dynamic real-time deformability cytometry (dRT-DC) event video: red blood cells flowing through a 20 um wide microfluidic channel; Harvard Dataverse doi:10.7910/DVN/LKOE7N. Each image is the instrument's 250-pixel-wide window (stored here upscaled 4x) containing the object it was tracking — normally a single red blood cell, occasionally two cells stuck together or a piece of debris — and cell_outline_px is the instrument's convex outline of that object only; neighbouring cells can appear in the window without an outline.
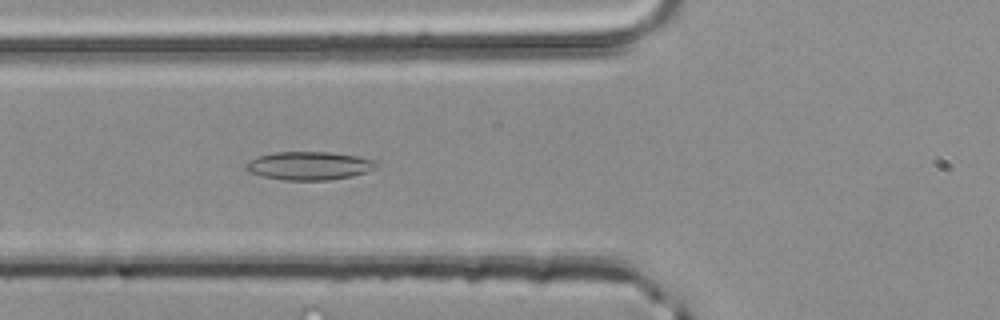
{"species": "common noctule bat (a hibernating species)", "species_latin": "Nyctalus noctula", "temperature_condition": "room temperature", "stored_images_in_passage": 36, "camera_frame_rate_fps": 3000, "um_per_image_px": 0.085, "animal": {"sex": "male", "body_mass_g": 20.4}, "frame": {"image": 1, "passage_image": 5, "time_ms": 1.333, "image_size_px": [1000, 320], "cell_outline_px": [[380, 164], [364, 172], [352, 176], [328, 180], [284, 180], [264, 176], [248, 172], [244, 168], [244, 164], [260, 156], [276, 152], [328, 152], [356, 156], [372, 160]], "centroid_in_image_um": [26.24, 14.09], "position_along_channel_um": 99.6, "area_um2": 21.15}}
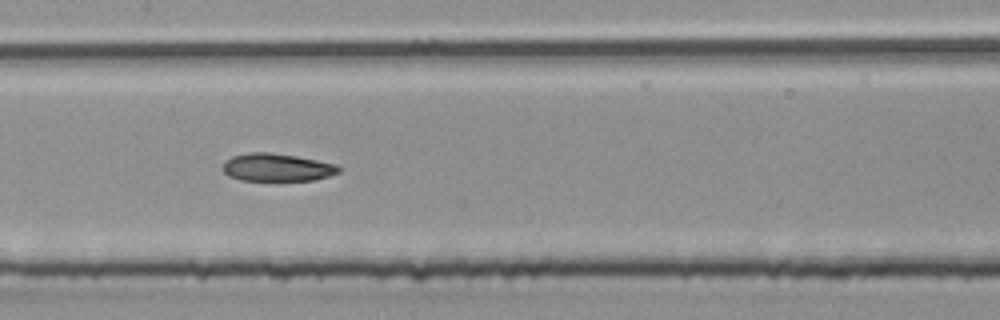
{"frame": {"image": 2, "passage_image": 11, "time_ms": 3.333, "image_size_px": [1000, 320], "cell_outline_px": [[340, 172], [328, 176], [312, 180], [240, 180], [228, 176], [224, 172], [224, 164], [232, 156], [248, 152], [268, 152], [296, 156], [336, 164], [340, 168]], "centroid_in_image_um": [23.54, 14.22], "position_along_channel_um": 183.9, "area_um2": 18.55}}
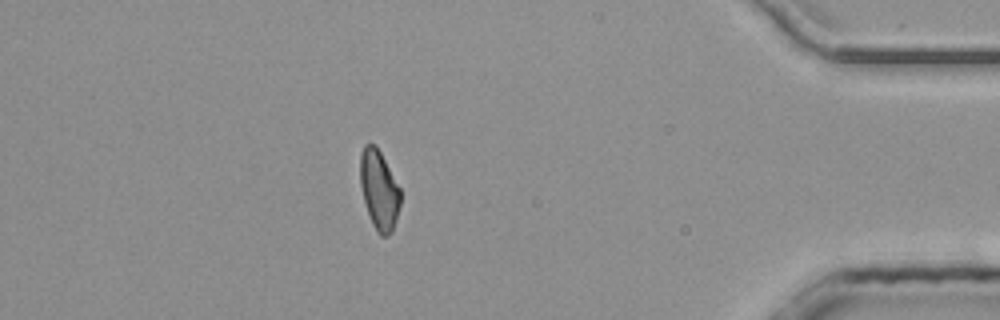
{"frame": {"image": 3, "passage_image": 30, "time_ms": 9.667, "image_size_px": [1000, 320], "cell_outline_px": [[400, 204], [396, 220], [392, 232], [388, 236], [380, 236], [376, 232], [372, 224], [364, 200], [360, 184], [360, 152], [364, 144], [372, 144], [380, 152], [400, 188]], "centroid_in_image_um": [32.21, 16.18], "position_along_channel_um": 403.0, "area_um2": 18.5}, "authors_computed_cell_mechanics": {"area_um2": 18.9295, "velocity_mm_per_s": 4.1826, "shape_relaxation_time_tau1_ms": null, "shape_relaxation_time_tau2_ms": 8.7141, "deformation_change_tau1": null, "deformation_change_tau2": 0.1744}}